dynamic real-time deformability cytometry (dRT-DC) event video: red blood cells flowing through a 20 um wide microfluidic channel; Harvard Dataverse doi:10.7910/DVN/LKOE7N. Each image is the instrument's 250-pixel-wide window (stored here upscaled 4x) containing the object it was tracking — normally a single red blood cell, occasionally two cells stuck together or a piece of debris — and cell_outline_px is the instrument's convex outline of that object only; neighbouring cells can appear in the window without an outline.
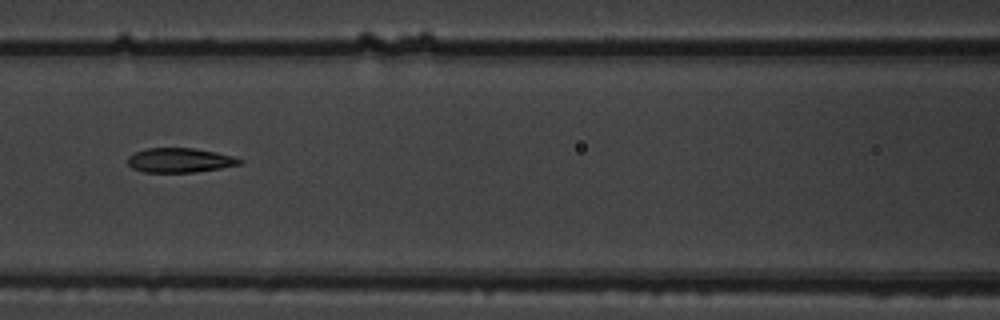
{"species": "common noctule bat (a hibernating species)", "species_latin": "Nyctalus noctula", "temperature_condition": "warm", "stored_images_in_passage": 6, "camera_frame_rate_fps": 3000, "um_per_image_px": 0.085, "animal": {"sex": "male", "body_mass_g": 19.5, "forearm_length_mm": 54.6}, "frame": {"image": 1, "passage_image": 6, "time_ms": 1.667, "image_size_px": [1000, 320], "cell_outline_px": [[244, 164], [196, 172], [144, 172], [132, 168], [128, 164], [128, 156], [136, 152], [148, 148], [192, 148], [216, 152], [232, 156], [244, 160]], "centroid_in_image_um": [15.31, 13.62], "position_along_channel_um": 151.3, "area_um2": 15.95}}